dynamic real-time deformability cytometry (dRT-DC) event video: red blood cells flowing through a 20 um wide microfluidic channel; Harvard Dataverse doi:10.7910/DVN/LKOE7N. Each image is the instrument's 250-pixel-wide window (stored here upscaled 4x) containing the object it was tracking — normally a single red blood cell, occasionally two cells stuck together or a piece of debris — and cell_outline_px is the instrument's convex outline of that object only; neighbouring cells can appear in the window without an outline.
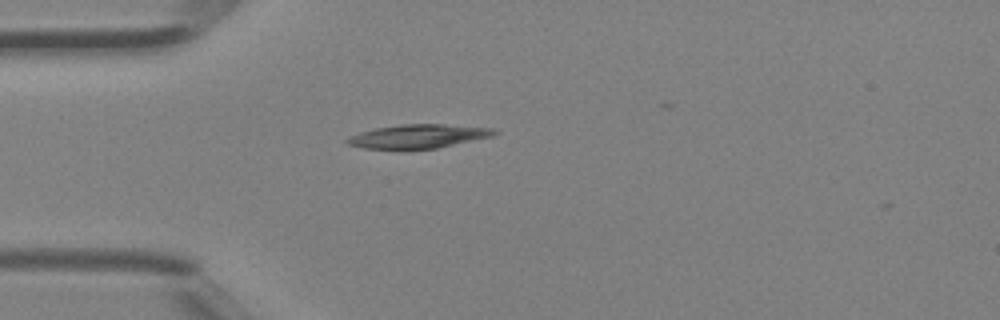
{"species": "Egyptian fruit bat (a non-hibernating species)", "species_latin": "Rousettus aegyptiacus", "temperature_condition": "room temperature", "stored_images_in_passage": 1, "camera_frame_rate_fps": 3000, "um_per_image_px": 0.085, "animal": {"sex": "female"}, "frame": {"image": 1, "passage_image": 1, "time_ms": 0.0, "image_size_px": [1000, 320], "cell_outline_px": [[500, 132], [492, 136], [436, 148], [364, 148], [348, 144], [344, 140], [360, 132], [376, 128], [400, 124], [440, 124], [496, 128]], "centroid_in_image_um": [35.6, 11.56], "position_along_channel_um": 49.4, "area_um2": 20.0}}